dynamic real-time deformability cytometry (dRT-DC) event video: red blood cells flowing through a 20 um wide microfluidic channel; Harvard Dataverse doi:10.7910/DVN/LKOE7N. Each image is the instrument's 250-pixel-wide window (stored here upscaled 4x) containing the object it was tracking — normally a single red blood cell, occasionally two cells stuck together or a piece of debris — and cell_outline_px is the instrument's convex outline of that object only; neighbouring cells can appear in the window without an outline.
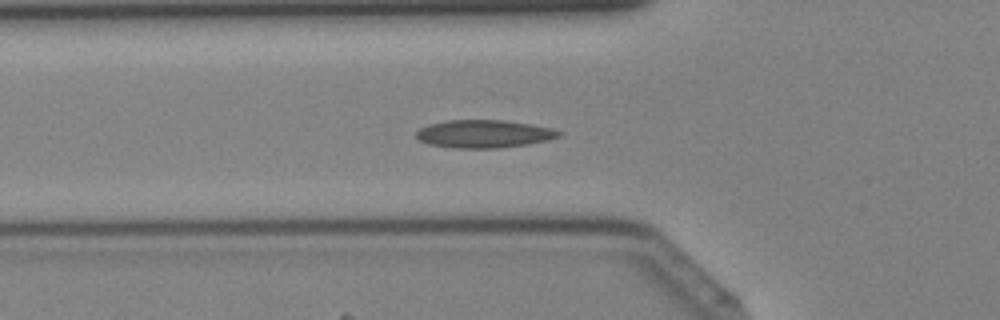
{"species": "Egyptian fruit bat (a non-hibernating species)", "species_latin": "Rousettus aegyptiacus", "temperature_condition": "cold", "stored_images_in_passage": 42, "segment_of_instrument_passage": [1, 2], "camera_frame_rate_fps": 3000, "um_per_image_px": 0.085, "animal": {"sex": "female"}, "frame": {"image": 1, "passage_image": 14, "time_ms": 4.333, "image_size_px": [1000, 320], "cell_outline_px": [[564, 132], [560, 136], [548, 140], [528, 144], [496, 148], [456, 148], [428, 144], [420, 140], [416, 136], [416, 132], [420, 128], [428, 124], [448, 120], [504, 120], [532, 124], [552, 128]], "centroid_in_image_um": [41.16, 11.37], "position_along_channel_um": 84.6, "area_um2": 23.24}}
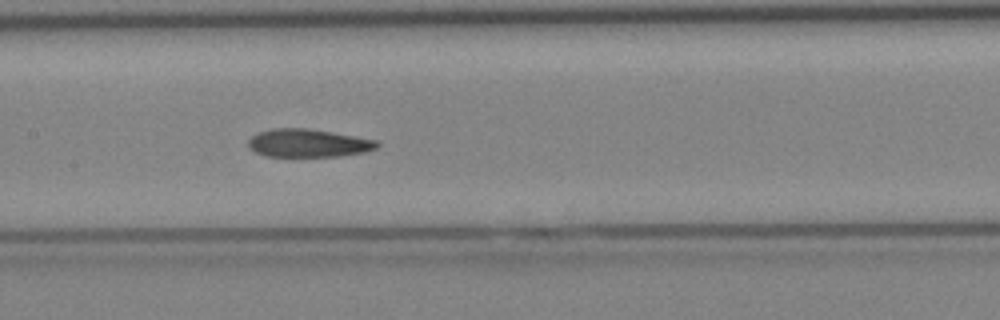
{"frame": {"image": 2, "passage_image": 20, "time_ms": 6.333, "image_size_px": [1000, 320], "cell_outline_px": [[380, 144], [376, 148], [364, 152], [340, 156], [264, 156], [256, 152], [248, 144], [248, 140], [252, 136], [260, 132], [272, 128], [308, 128], [332, 132], [376, 140]], "centroid_in_image_um": [26.2, 12.16], "position_along_channel_um": 181.2, "area_um2": 20.87}}
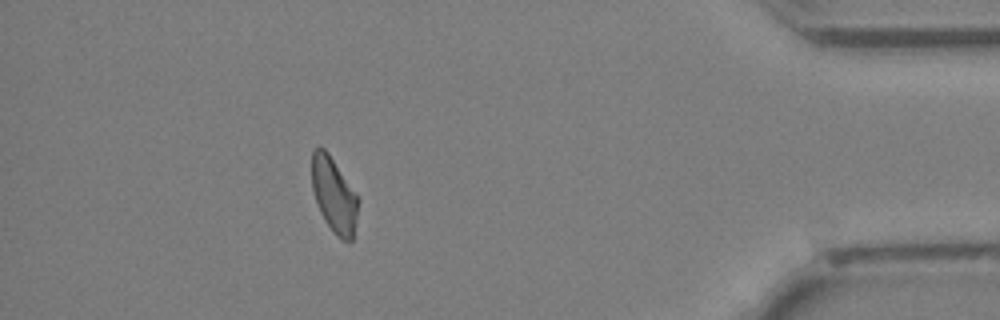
{"frame": {"image": 3, "passage_image": 37, "time_ms": 12.0, "image_size_px": [1000, 320], "cell_outline_px": [[356, 216], [352, 240], [344, 240], [328, 224], [320, 212], [312, 188], [312, 148], [320, 144], [328, 152], [356, 196]], "centroid_in_image_um": [28.32, 16.48], "position_along_channel_um": 406.9, "area_um2": 19.25}}